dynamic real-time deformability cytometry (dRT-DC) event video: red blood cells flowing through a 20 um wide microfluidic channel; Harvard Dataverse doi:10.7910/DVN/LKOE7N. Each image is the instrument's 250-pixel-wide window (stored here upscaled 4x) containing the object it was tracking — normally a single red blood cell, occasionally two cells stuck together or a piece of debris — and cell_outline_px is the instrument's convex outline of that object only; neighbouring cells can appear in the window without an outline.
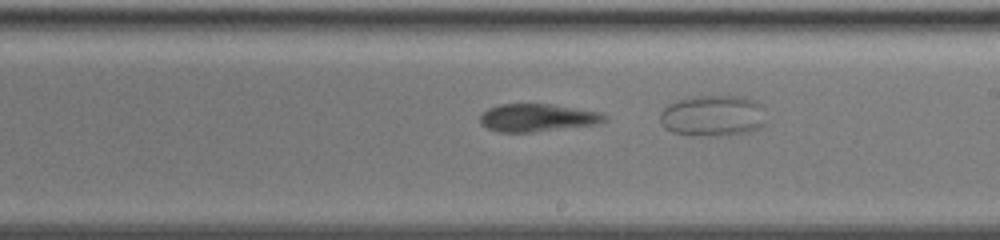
{"species": "common noctule bat (a hibernating species)", "species_latin": "Nyctalus noctula", "temperature_condition": "warm", "stored_images_in_passage": 36, "camera_frame_rate_fps": 3000, "um_per_image_px": 0.085, "animal": {"sex": "female", "body_mass_g": 19.5, "forearm_length_mm": 54.1}, "frame": {"image": 1, "passage_image": 21, "time_ms": 6.667, "image_size_px": [1000, 240], "cell_outline_px": [[608, 120], [596, 124], [532, 132], [496, 132], [480, 124], [480, 116], [488, 108], [500, 104], [552, 104], [600, 112], [608, 116]], "centroid_in_image_um": [45.68, 10.0], "position_along_channel_um": 243.3, "area_um2": 20.11}}